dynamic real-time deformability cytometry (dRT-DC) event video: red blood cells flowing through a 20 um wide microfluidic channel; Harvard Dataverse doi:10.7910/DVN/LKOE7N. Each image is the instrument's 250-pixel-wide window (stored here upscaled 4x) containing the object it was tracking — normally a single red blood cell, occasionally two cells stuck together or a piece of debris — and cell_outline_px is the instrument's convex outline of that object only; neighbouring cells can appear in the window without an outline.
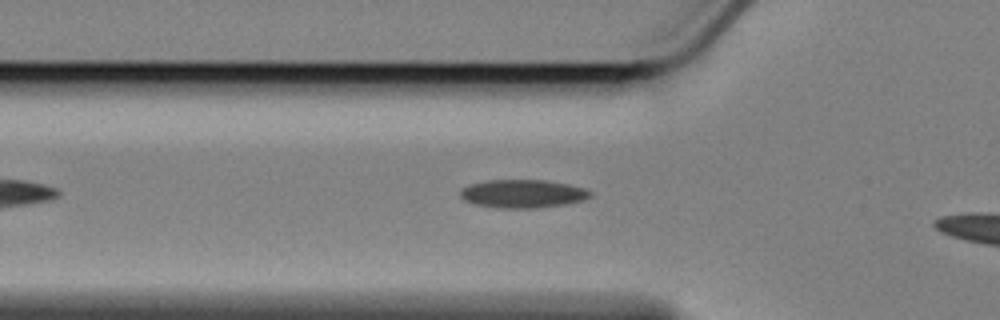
{"species": "Egyptian fruit bat (a non-hibernating species)", "species_latin": "Rousettus aegyptiacus", "temperature_condition": "cold", "stored_images_in_passage": 13, "camera_frame_rate_fps": 3000, "um_per_image_px": 0.085, "animal": {"sex": "female"}, "frame": {"image": 1, "passage_image": 11, "time_ms": 3.333, "image_size_px": [1000, 320], "cell_outline_px": [[592, 196], [580, 200], [564, 204], [532, 208], [500, 208], [476, 204], [464, 200], [460, 196], [460, 188], [468, 184], [484, 180], [544, 180], [568, 184], [584, 188], [592, 192]], "centroid_in_image_um": [44.37, 16.45], "position_along_channel_um": 81.4, "area_um2": 21.33}}